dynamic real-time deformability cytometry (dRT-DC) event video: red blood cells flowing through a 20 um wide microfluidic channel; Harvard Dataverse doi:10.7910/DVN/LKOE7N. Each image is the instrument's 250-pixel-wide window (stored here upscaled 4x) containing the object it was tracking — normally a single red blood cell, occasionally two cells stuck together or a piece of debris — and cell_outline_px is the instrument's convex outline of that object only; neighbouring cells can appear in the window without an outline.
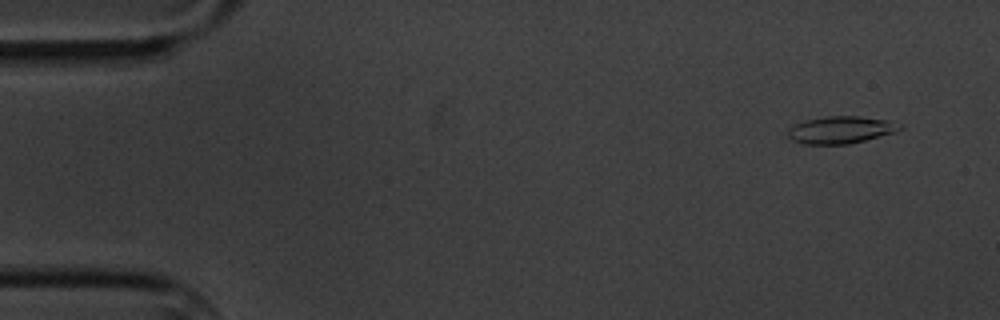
{"species": "common noctule bat (a hibernating species)", "species_latin": "Nyctalus noctula", "temperature_condition": "cold", "stored_images_in_passage": 6, "camera_frame_rate_fps": 3000, "um_per_image_px": 0.085, "animal": {"sex": "male", "body_mass_g": 20.1, "forearm_length_mm": 53.5}, "frame": {"image": 1, "passage_image": 1, "time_ms": 0.0, "image_size_px": [1000, 320], "cell_outline_px": [[904, 128], [896, 132], [848, 144], [804, 144], [792, 140], [788, 136], [788, 128], [804, 120], [824, 116], [860, 116], [888, 120], [904, 124]], "centroid_in_image_um": [71.5, 11.03], "position_along_channel_um": 13.5, "area_um2": 17.92}}